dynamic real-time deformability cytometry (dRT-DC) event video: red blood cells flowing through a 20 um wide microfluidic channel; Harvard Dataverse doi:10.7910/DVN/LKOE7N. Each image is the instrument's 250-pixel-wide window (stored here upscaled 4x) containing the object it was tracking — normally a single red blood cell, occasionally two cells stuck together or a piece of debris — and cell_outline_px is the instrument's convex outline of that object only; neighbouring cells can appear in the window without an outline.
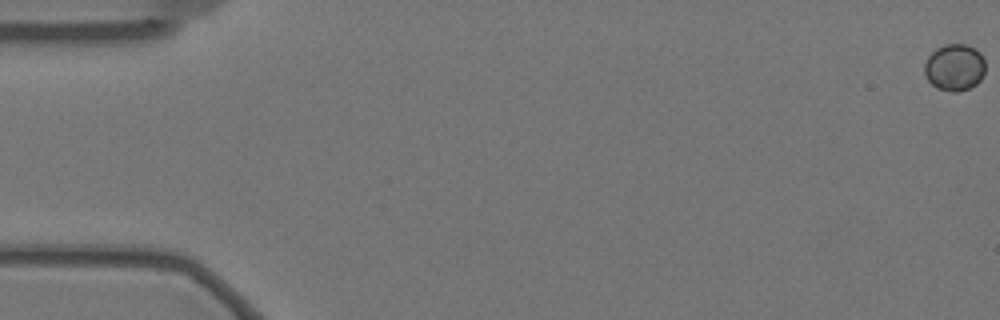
{"species": "Egyptian fruit bat (a non-hibernating species)", "species_latin": "Rousettus aegyptiacus", "temperature_condition": "warm", "stored_images_in_passage": 56, "camera_frame_rate_fps": 3000, "um_per_image_px": 0.085, "animal": {"sex": "female"}, "frame": {"image": 1, "passage_image": 1, "time_ms": 0.0, "image_size_px": [1000, 320], "cell_outline_px": [[984, 76], [976, 84], [968, 88], [956, 92], [952, 92], [936, 88], [928, 80], [924, 72], [924, 64], [928, 56], [936, 48], [944, 44], [964, 44], [976, 48], [984, 56]], "centroid_in_image_um": [81.14, 5.71], "position_along_channel_um": 3.9, "area_um2": 16.76}}
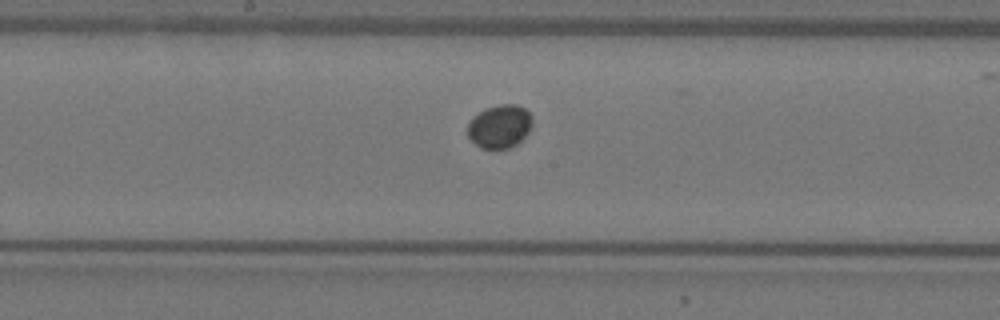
{"frame": {"image": 2, "passage_image": 32, "time_ms": 10.333, "image_size_px": [1000, 320], "cell_outline_px": [[532, 124], [528, 132], [516, 144], [508, 148], [480, 148], [468, 136], [468, 124], [472, 116], [484, 108], [500, 104], [516, 104], [524, 108], [532, 116]], "centroid_in_image_um": [42.46, 10.72], "position_along_channel_um": 205.7, "area_um2": 16.3}}
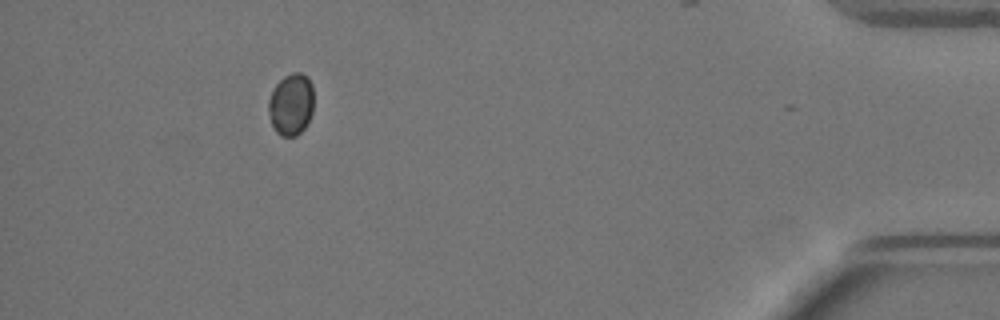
{"frame": {"image": 3, "passage_image": 55, "time_ms": 18.0, "image_size_px": [1000, 320], "cell_outline_px": [[312, 112], [308, 124], [296, 136], [280, 136], [276, 132], [272, 124], [268, 112], [268, 100], [276, 84], [284, 76], [292, 72], [300, 72], [308, 76], [312, 84]], "centroid_in_image_um": [24.74, 8.86], "position_along_channel_um": 410.5, "area_um2": 16.42}}